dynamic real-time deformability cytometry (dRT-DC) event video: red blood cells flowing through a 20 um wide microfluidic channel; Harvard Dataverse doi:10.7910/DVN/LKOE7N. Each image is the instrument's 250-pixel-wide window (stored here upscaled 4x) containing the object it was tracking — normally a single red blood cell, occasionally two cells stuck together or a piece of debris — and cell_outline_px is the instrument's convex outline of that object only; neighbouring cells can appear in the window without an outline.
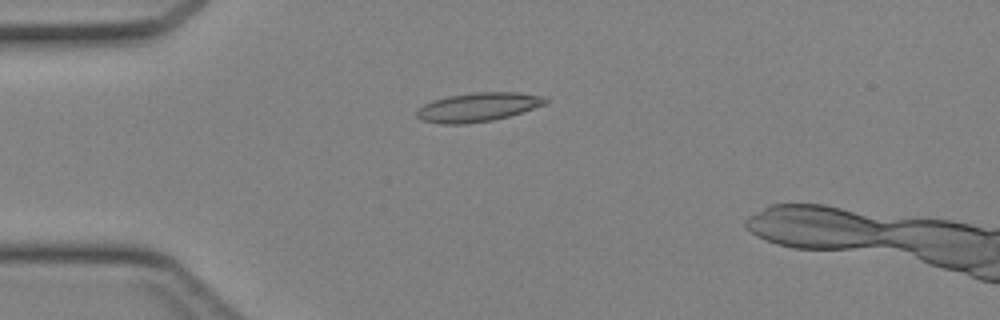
{"species": "Egyptian fruit bat (a non-hibernating species)", "species_latin": "Rousettus aegyptiacus", "temperature_condition": "cold", "stored_images_in_passage": 32, "camera_frame_rate_fps": 3000, "um_per_image_px": 0.085, "animal": {"sex": "female"}, "frame": {"image": 1, "passage_image": 1, "time_ms": 0.0, "image_size_px": [1000, 320], "cell_outline_px": [[548, 100], [544, 104], [508, 116], [492, 120], [464, 124], [440, 124], [420, 120], [416, 116], [416, 112], [424, 104], [448, 96], [476, 92], [516, 92], [540, 96]], "centroid_in_image_um": [40.57, 9.11], "position_along_channel_um": 44.4, "area_um2": 21.27}}
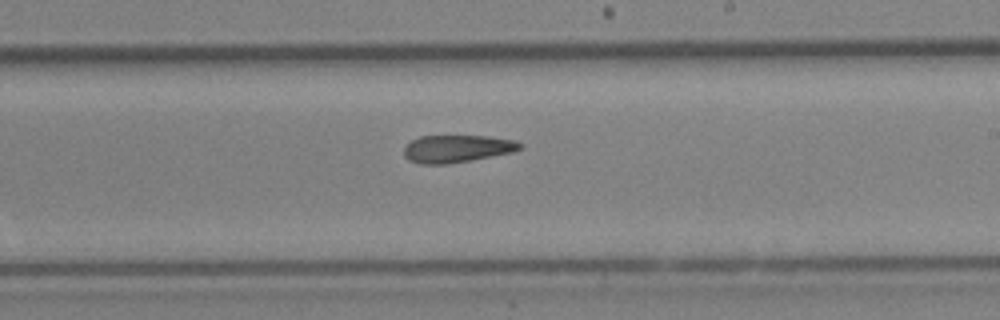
{"frame": {"image": 2, "passage_image": 16, "time_ms": 5.0, "image_size_px": [1000, 320], "cell_outline_px": [[524, 148], [512, 152], [448, 164], [420, 164], [408, 160], [404, 156], [404, 148], [412, 140], [420, 136], [488, 136], [512, 140], [524, 144]], "centroid_in_image_um": [38.84, 12.64], "position_along_channel_um": 250.2, "area_um2": 18.5}}
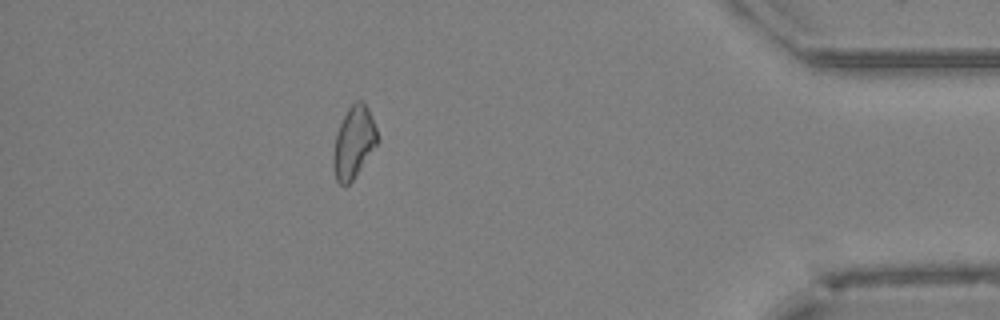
{"frame": {"image": 3, "passage_image": 29, "time_ms": 9.333, "image_size_px": [1000, 320], "cell_outline_px": [[380, 140], [352, 180], [344, 188], [336, 180], [332, 164], [332, 152], [336, 132], [348, 108], [356, 100], [364, 100], [372, 116]], "centroid_in_image_um": [30.06, 12.09], "position_along_channel_um": 405.1, "area_um2": 18.67}}